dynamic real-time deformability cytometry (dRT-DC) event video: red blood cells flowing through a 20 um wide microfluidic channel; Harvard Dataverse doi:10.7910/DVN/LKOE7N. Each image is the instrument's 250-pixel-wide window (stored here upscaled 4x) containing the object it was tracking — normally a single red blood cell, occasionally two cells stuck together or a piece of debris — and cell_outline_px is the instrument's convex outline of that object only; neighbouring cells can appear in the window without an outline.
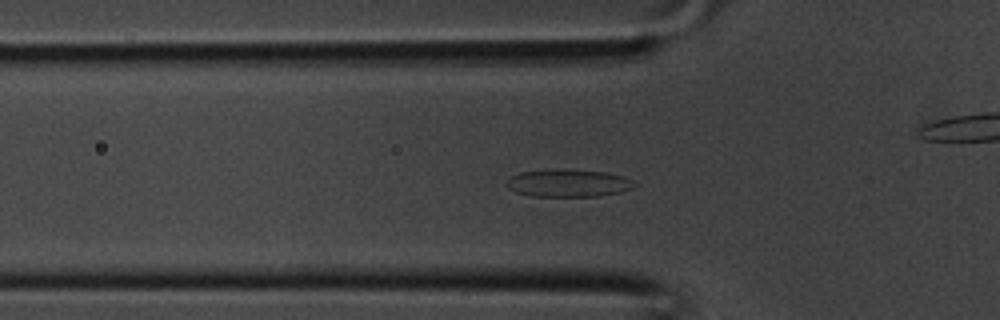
{"species": "common noctule bat (a hibernating species)", "species_latin": "Nyctalus noctula", "temperature_condition": "room temperature", "stored_images_in_passage": 33, "camera_frame_rate_fps": 3000, "um_per_image_px": 0.085, "animal": {"sex": "male", "body_mass_g": 20.1, "forearm_length_mm": 53.5}, "frame": {"image": 1, "passage_image": 7, "time_ms": 2.0, "image_size_px": [1000, 320], "cell_outline_px": [[636, 184], [632, 188], [620, 192], [596, 196], [532, 196], [516, 192], [508, 188], [504, 184], [512, 176], [520, 172], [556, 168], [564, 168], [604, 172], [624, 176], [632, 180]], "centroid_in_image_um": [48.28, 15.55], "position_along_channel_um": 77.5, "area_um2": 20.69}}
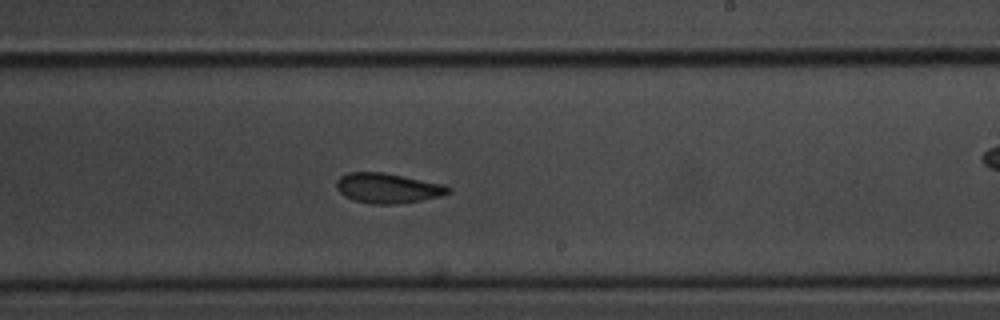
{"frame": {"image": 2, "passage_image": 17, "time_ms": 5.333, "image_size_px": [1000, 320], "cell_outline_px": [[452, 192], [440, 196], [420, 200], [396, 204], [372, 204], [352, 200], [344, 196], [336, 188], [336, 180], [340, 176], [348, 172], [384, 172], [444, 184], [452, 188]], "centroid_in_image_um": [32.95, 15.98], "position_along_channel_um": 256.1, "area_um2": 19.71}}
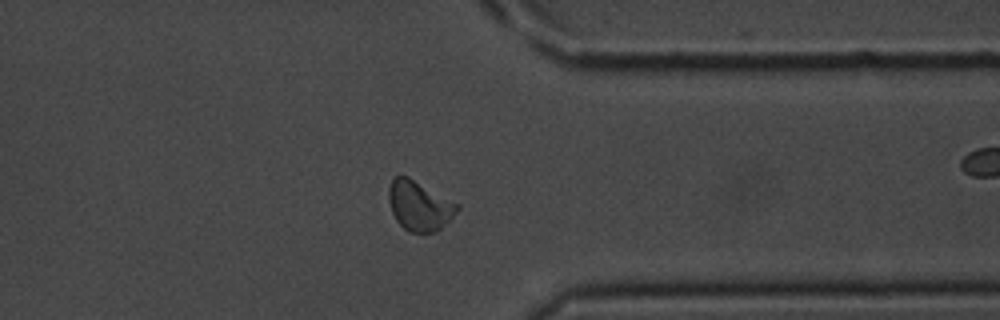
{"frame": {"image": 3, "passage_image": 24, "time_ms": 7.667, "image_size_px": [1000, 320], "cell_outline_px": [[460, 208], [436, 232], [408, 232], [396, 220], [392, 212], [388, 200], [388, 188], [392, 176], [408, 176], [460, 204]], "centroid_in_image_um": [35.62, 17.46], "position_along_channel_um": 375.8, "area_um2": 19.88}}